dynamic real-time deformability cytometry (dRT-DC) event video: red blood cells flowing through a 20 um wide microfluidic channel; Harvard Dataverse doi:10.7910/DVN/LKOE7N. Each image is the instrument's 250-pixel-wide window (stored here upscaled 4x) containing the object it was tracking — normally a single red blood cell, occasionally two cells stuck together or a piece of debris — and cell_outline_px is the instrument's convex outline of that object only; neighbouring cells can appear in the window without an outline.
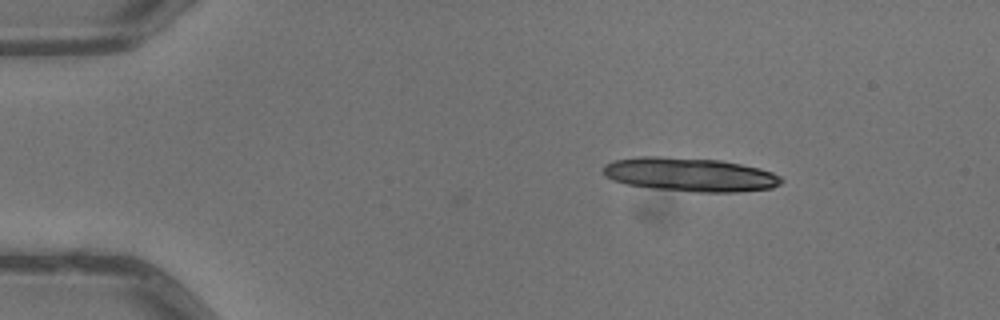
{"species": "common noctule bat (a hibernating species)", "species_latin": "Nyctalus noctula", "temperature_condition": "warm", "stored_images_in_passage": 8, "camera_frame_rate_fps": 3000, "um_per_image_px": 0.085, "animal": {"sex": "male", "body_mass_g": 13.3}, "frame": {"image": 1, "passage_image": 4, "time_ms": 1.0, "image_size_px": [1000, 320], "cell_outline_px": [[784, 180], [780, 184], [772, 188], [736, 192], [696, 192], [652, 188], [628, 184], [612, 180], [604, 176], [604, 164], [616, 160], [636, 156], [660, 156], [720, 160], [760, 168], [772, 172], [780, 176]], "centroid_in_image_um": [58.65, 14.83], "position_along_channel_um": 26.4, "area_um2": 35.14}}
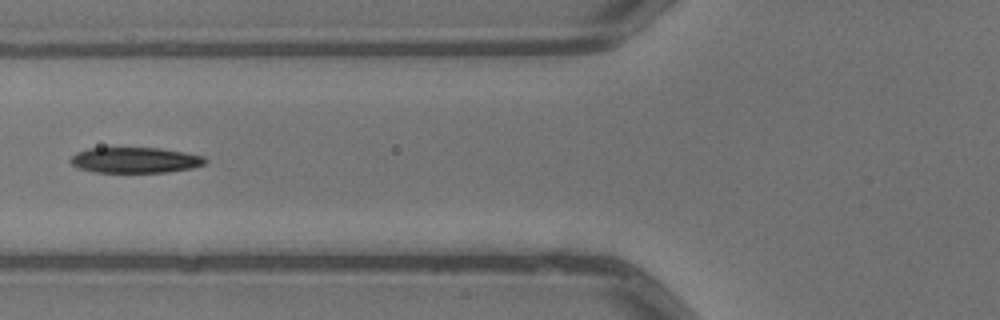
{"frame": {"image": 2, "passage_image": 7, "time_ms": 2.0, "image_size_px": [1000, 320], "cell_outline_px": [[208, 160], [204, 164], [192, 168], [168, 172], [92, 172], [76, 168], [68, 160], [76, 152], [88, 148], [160, 148], [184, 152], [204, 156]], "centroid_in_image_um": [11.46, 13.61], "position_along_channel_um": 114.3, "area_um2": 20.29}}
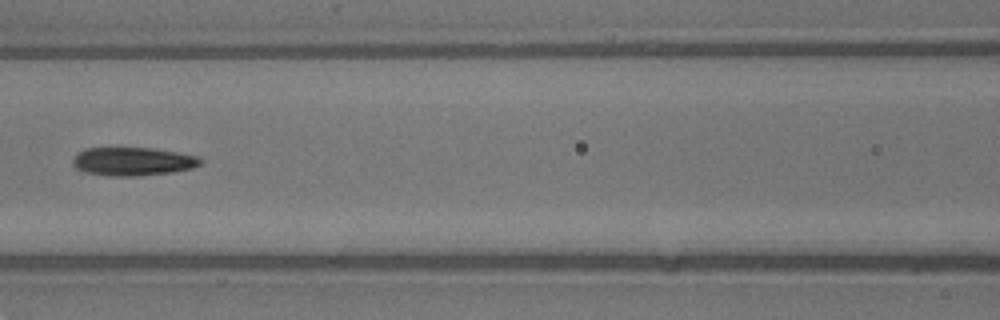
{"frame": {"image": 3, "passage_image": 8, "time_ms": 2.333, "image_size_px": [1000, 320], "cell_outline_px": [[204, 160], [200, 164], [192, 168], [172, 172], [136, 176], [108, 176], [84, 172], [76, 168], [72, 164], [72, 160], [76, 152], [84, 148], [152, 148], [200, 156]], "centroid_in_image_um": [11.27, 13.72], "position_along_channel_um": 155.3, "area_um2": 21.33}}